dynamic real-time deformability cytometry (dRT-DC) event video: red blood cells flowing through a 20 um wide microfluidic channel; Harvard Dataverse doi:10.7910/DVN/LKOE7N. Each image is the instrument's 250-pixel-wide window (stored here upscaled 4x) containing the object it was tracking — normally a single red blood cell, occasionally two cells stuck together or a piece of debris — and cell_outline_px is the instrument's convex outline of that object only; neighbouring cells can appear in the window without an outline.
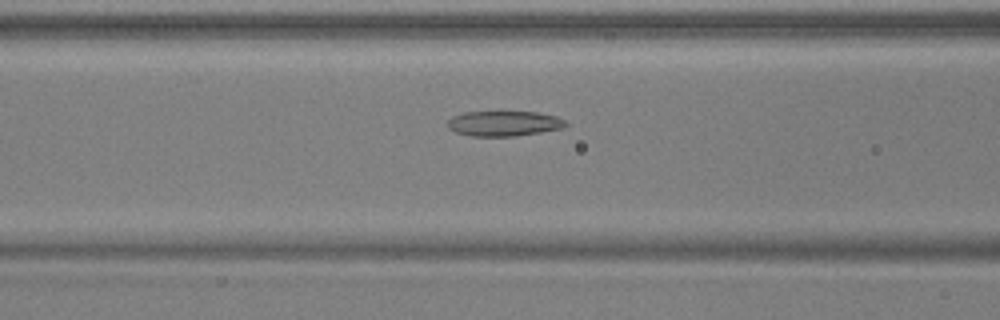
{"species": "common noctule bat (a hibernating species)", "species_latin": "Nyctalus noctula", "temperature_condition": "warm", "stored_images_in_passage": 42, "camera_frame_rate_fps": 3000, "um_per_image_px": 0.085, "animal": {"sex": "male", "body_mass_g": 17.9, "forearm_length_mm": 54.2}, "frame": {"image": 1, "passage_image": 12, "time_ms": 3.667, "image_size_px": [1000, 320], "cell_outline_px": [[568, 124], [564, 128], [516, 136], [472, 136], [456, 132], [448, 128], [448, 120], [452, 116], [464, 112], [536, 112], [556, 116], [564, 120]], "centroid_in_image_um": [42.84, 10.5], "position_along_channel_um": 123.8, "area_um2": 17.28}}
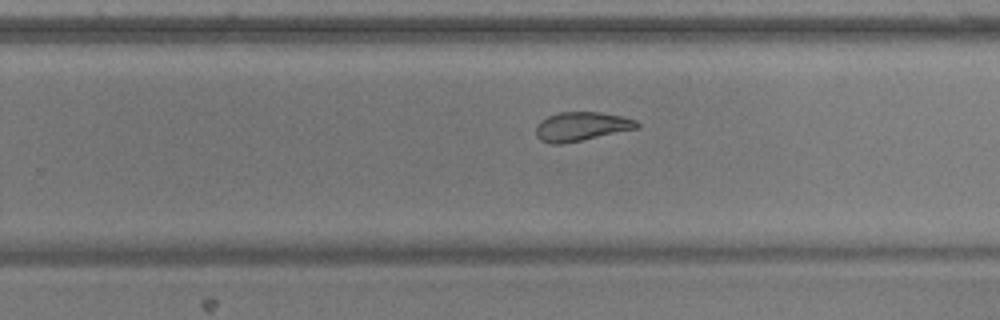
{"frame": {"image": 2, "passage_image": 24, "time_ms": 7.667, "image_size_px": [1000, 320], "cell_outline_px": [[640, 128], [560, 144], [548, 144], [540, 140], [536, 136], [536, 124], [540, 120], [548, 116], [560, 112], [600, 112], [624, 116], [636, 120], [640, 124]], "centroid_in_image_um": [49.42, 10.74], "position_along_channel_um": 280.4, "area_um2": 17.17}}
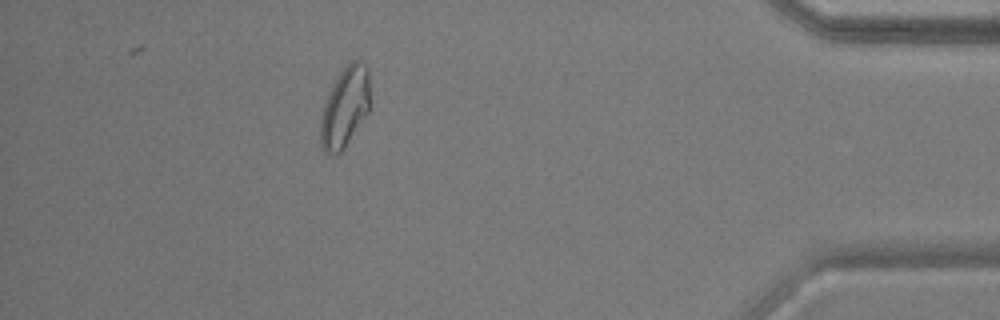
{"frame": {"image": 3, "passage_image": 37, "time_ms": 12.0, "image_size_px": [1000, 320], "cell_outline_px": [[368, 112], [344, 148], [336, 156], [332, 156], [324, 152], [320, 144], [320, 120], [324, 104], [328, 92], [332, 84], [340, 72], [352, 60], [360, 56], [368, 68]], "centroid_in_image_um": [29.29, 9.11], "position_along_channel_um": 405.9, "area_um2": 23.24}, "authors_computed_cell_mechanics": {"area_um2": 19.0451, "velocity_mm_per_s": 3.9171, "shape_relaxation_time_tau1_ms": null, "shape_relaxation_time_tau2_ms": 2.2015, "deformation_change_tau1": null, "deformation_change_tau2": 0.0854}}